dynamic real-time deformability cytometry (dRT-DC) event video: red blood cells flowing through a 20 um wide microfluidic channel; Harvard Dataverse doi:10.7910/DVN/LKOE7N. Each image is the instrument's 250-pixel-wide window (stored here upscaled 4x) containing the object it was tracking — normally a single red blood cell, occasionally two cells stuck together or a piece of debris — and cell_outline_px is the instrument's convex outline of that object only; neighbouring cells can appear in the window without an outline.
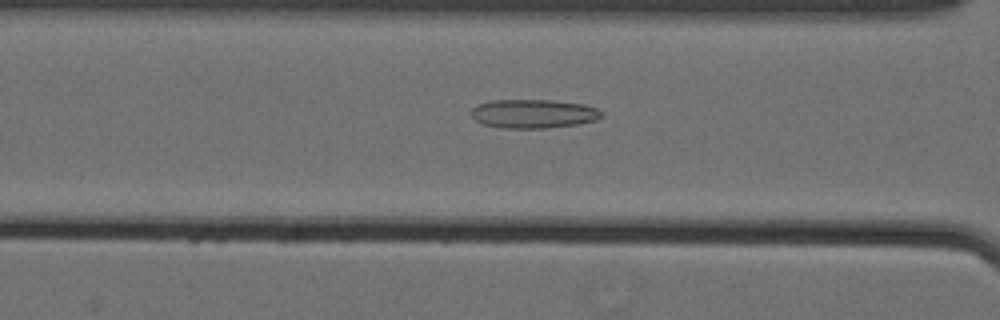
{"species": "Egyptian fruit bat (a non-hibernating species)", "species_latin": "Rousettus aegyptiacus", "temperature_condition": "cold", "stored_images_in_passage": 60, "camera_frame_rate_fps": 3000, "um_per_image_px": 0.085, "animal": {"sex": "female"}, "frame": {"image": 1, "passage_image": 28, "time_ms": 9.0, "image_size_px": [1000, 320], "cell_outline_px": [[604, 116], [596, 120], [576, 124], [544, 128], [500, 128], [484, 124], [476, 120], [472, 116], [472, 108], [476, 104], [488, 100], [552, 100], [584, 104], [596, 108], [604, 112]], "centroid_in_image_um": [45.35, 9.66], "position_along_channel_um": 121.3, "area_um2": 22.02}}
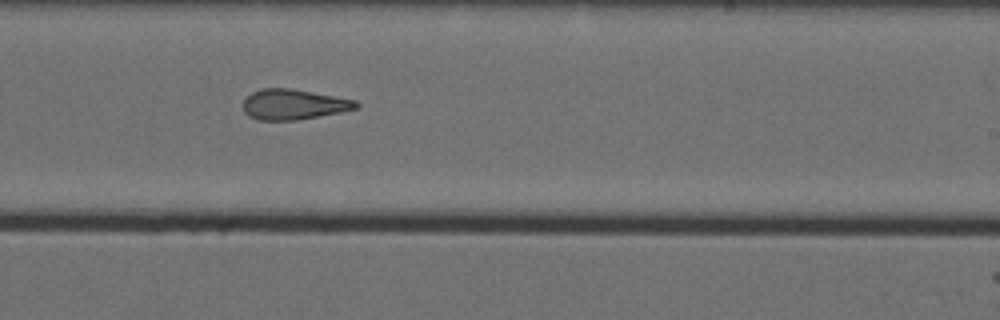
{"frame": {"image": 2, "passage_image": 40, "time_ms": 13.0, "image_size_px": [1000, 320], "cell_outline_px": [[360, 104], [356, 108], [340, 112], [296, 120], [256, 120], [248, 116], [244, 112], [244, 100], [252, 92], [260, 88], [292, 88], [356, 100]], "centroid_in_image_um": [24.93, 8.87], "position_along_channel_um": 264.1, "area_um2": 19.94}}
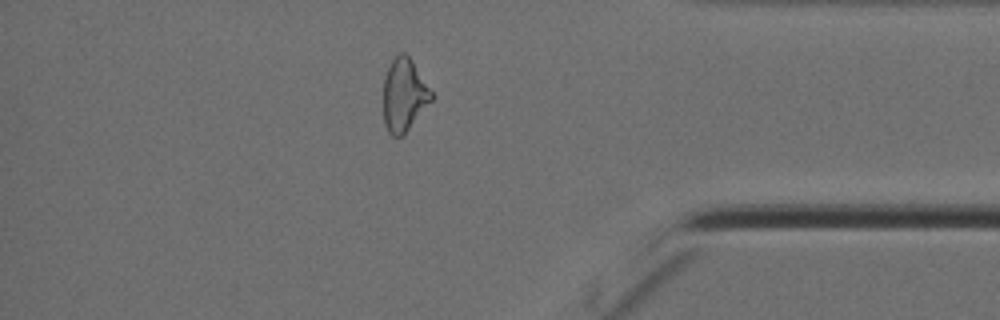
{"frame": {"image": 3, "passage_image": 53, "time_ms": 17.333, "image_size_px": [1000, 320], "cell_outline_px": [[432, 100], [404, 136], [392, 136], [388, 132], [384, 124], [384, 80], [388, 68], [392, 60], [400, 52], [404, 52], [412, 60], [432, 92]], "centroid_in_image_um": [34.34, 8.11], "position_along_channel_um": 400.9, "area_um2": 20.29}, "authors_computed_cell_mechanics": {"area_um2": 22.4842, "velocity_mm_per_s": 3.5666, "shape_relaxation_time_tau1_ms": null, "shape_relaxation_time_tau2_ms": 3.1439, "deformation_change_tau1": null, "deformation_change_tau2": 0.1338}}